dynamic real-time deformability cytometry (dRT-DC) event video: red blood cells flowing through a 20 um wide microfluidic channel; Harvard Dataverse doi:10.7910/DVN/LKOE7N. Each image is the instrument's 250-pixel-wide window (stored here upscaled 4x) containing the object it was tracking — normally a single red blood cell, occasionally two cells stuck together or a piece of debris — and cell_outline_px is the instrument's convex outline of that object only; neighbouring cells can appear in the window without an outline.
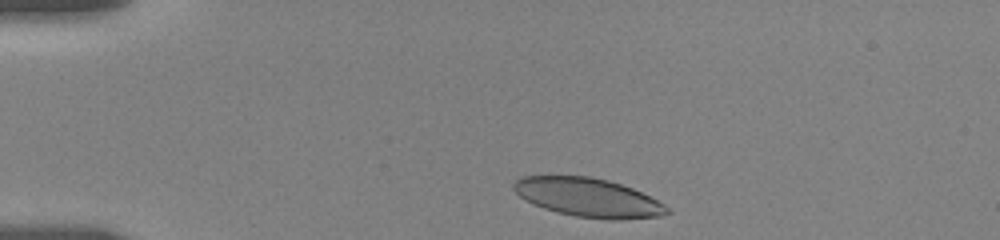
{"species": "human", "species_latin": "Homo sapiens", "temperature_condition": "room temperature", "stored_images_in_passage": 34, "camera_frame_rate_fps": 3000, "um_per_image_px": 0.085, "donor": {"sex": "female"}, "frame": {"image": 1, "passage_image": 1, "time_ms": 0.0, "image_size_px": [1000, 240], "cell_outline_px": [[672, 212], [660, 216], [620, 220], [608, 220], [576, 216], [556, 212], [532, 204], [524, 200], [512, 188], [512, 184], [520, 176], [592, 176], [608, 180], [632, 188], [664, 204]], "centroid_in_image_um": [49.97, 16.79], "position_along_channel_um": 35.0, "area_um2": 34.74}}
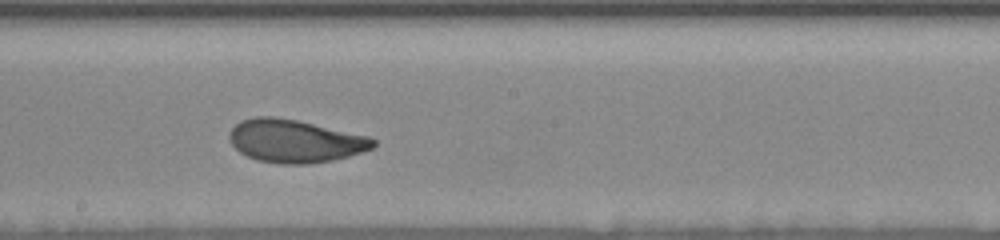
{"frame": {"image": 2, "passage_image": 19, "time_ms": 6.667, "image_size_px": [1000, 240], "cell_outline_px": [[376, 148], [348, 156], [332, 160], [308, 164], [280, 164], [256, 160], [240, 152], [232, 144], [228, 136], [232, 128], [240, 120], [256, 116], [276, 116], [296, 120], [368, 136], [376, 140]], "centroid_in_image_um": [25.07, 11.99], "position_along_channel_um": 223.1, "area_um2": 36.01}}
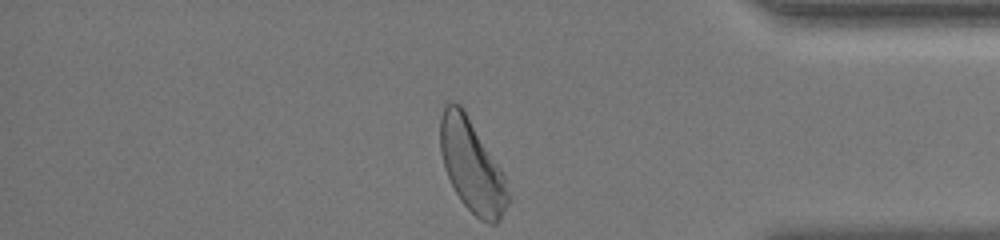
{"frame": {"image": 3, "passage_image": 34, "time_ms": 12.0, "image_size_px": [1000, 240], "cell_outline_px": [[512, 200], [500, 220], [496, 224], [492, 224], [480, 220], [460, 200], [444, 168], [440, 152], [440, 116], [444, 108], [452, 100], [460, 104], [464, 108], [500, 168], [504, 176]], "centroid_in_image_um": [40.12, 14.11], "position_along_channel_um": 395.1, "area_um2": 36.65}, "authors_computed_cell_mechanics": {"area_um2": 35.9227, "velocity_mm_per_s": 3.6026, "shape_relaxation_time_tau1_ms": 3.5738, "shape_relaxation_time_tau2_ms": 1.2477, "deformation_change_tau1": 0.1449, "deformation_change_tau2": 0.0769}}